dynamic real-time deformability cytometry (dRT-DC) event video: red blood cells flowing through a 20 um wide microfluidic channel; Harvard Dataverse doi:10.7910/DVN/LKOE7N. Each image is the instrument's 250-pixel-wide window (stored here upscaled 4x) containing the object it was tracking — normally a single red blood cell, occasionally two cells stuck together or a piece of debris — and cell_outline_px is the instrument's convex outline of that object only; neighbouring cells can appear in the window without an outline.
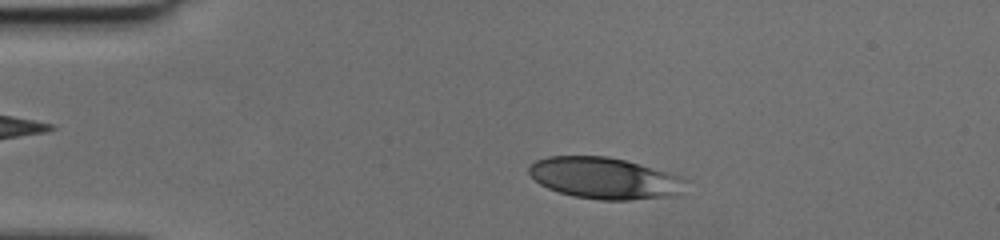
{"species": "human", "species_latin": "Homo sapiens", "temperature_condition": "cold", "stored_images_in_passage": 37, "camera_frame_rate_fps": 3000, "um_per_image_px": 0.085, "donor": {"sex": "female"}, "frame": {"image": 1, "passage_image": 6, "time_ms": 1.667, "image_size_px": [1000, 240], "cell_outline_px": [[688, 180], [684, 196], [628, 200], [600, 200], [576, 196], [560, 192], [548, 188], [540, 184], [528, 172], [528, 168], [536, 160], [548, 156], [604, 156], [624, 160], [680, 176]], "centroid_in_image_um": [51.48, 15.16], "position_along_channel_um": 33.5, "area_um2": 38.03}}
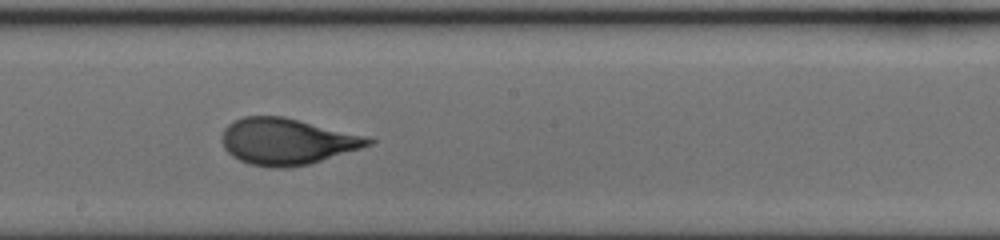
{"frame": {"image": 2, "passage_image": 23, "time_ms": 7.333, "image_size_px": [1000, 240], "cell_outline_px": [[376, 140], [372, 144], [360, 148], [308, 164], [288, 168], [272, 168], [248, 164], [232, 156], [224, 148], [224, 128], [232, 120], [244, 116], [284, 116], [368, 136]], "centroid_in_image_um": [24.4, 12.01], "position_along_channel_um": 223.8, "area_um2": 39.48}}
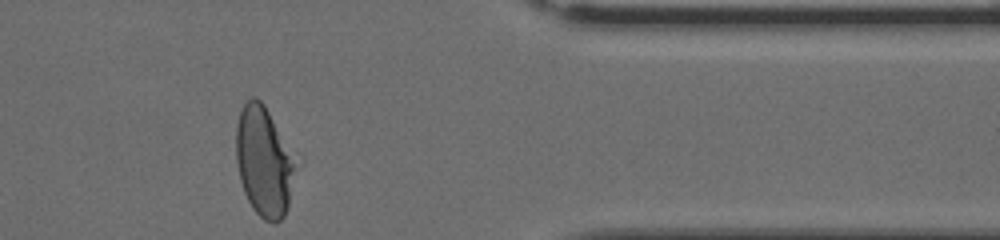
{"frame": {"image": 3, "passage_image": 36, "time_ms": 11.667, "image_size_px": [1000, 240], "cell_outline_px": [[296, 168], [288, 204], [284, 216], [276, 224], [272, 224], [264, 220], [252, 208], [244, 192], [240, 180], [236, 160], [236, 124], [240, 112], [244, 104], [252, 96], [256, 96], [264, 104]], "centroid_in_image_um": [22.37, 13.79], "position_along_channel_um": 389.0, "area_um2": 36.93}}